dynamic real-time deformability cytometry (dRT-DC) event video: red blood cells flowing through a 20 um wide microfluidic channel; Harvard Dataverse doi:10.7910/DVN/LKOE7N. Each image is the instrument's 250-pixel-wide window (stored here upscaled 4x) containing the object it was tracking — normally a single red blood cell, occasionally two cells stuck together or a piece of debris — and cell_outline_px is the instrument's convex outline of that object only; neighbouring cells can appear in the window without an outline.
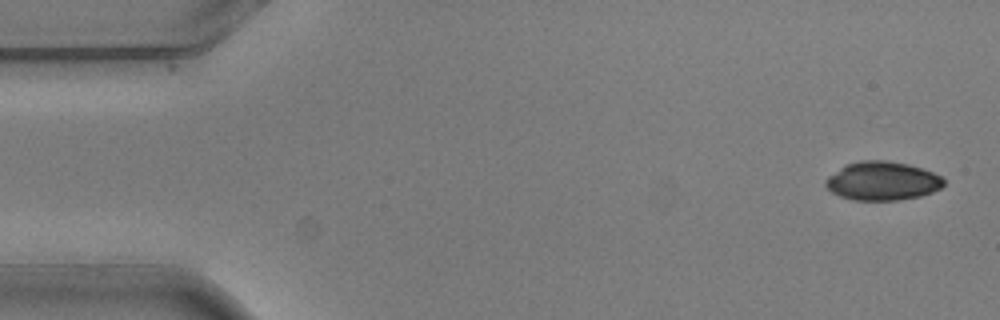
{"species": "common noctule bat (a hibernating species)", "species_latin": "Nyctalus noctula", "temperature_condition": "warm", "stored_images_in_passage": 5, "camera_frame_rate_fps": 3000, "um_per_image_px": 0.085, "animal": {"sex": "male", "body_mass_g": 20.5, "forearm_length_mm": 52.5}, "frame": {"image": 1, "passage_image": 5, "time_ms": 1.333, "image_size_px": [1000, 320], "cell_outline_px": [[944, 184], [940, 188], [932, 192], [920, 196], [896, 200], [852, 200], [840, 196], [832, 192], [824, 184], [824, 180], [828, 176], [844, 164], [860, 160], [888, 160], [908, 164], [932, 172], [940, 176], [944, 180]], "centroid_in_image_um": [74.96, 15.37], "position_along_channel_um": 10.0, "area_um2": 26.7}}